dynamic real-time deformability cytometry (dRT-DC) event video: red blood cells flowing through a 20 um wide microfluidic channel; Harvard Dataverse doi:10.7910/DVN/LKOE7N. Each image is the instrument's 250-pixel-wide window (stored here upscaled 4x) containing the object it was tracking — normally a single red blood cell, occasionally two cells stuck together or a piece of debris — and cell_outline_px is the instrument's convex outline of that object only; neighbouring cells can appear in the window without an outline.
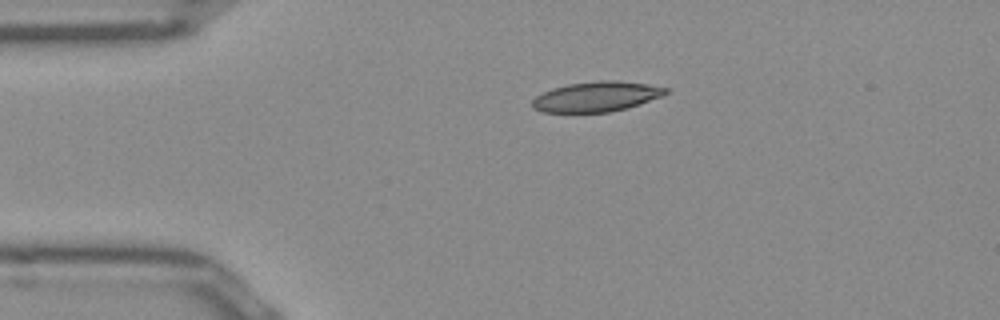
{"species": "Egyptian fruit bat (a non-hibernating species)", "species_latin": "Rousettus aegyptiacus", "temperature_condition": "room temperature", "stored_images_in_passage": 41, "camera_frame_rate_fps": 3000, "um_per_image_px": 0.085, "frame": {"image": 1, "passage_image": 1, "time_ms": 0.0, "image_size_px": [1000, 320], "cell_outline_px": [[668, 92], [660, 96], [628, 108], [608, 112], [544, 112], [532, 108], [532, 100], [536, 96], [552, 88], [568, 84], [600, 80], [612, 80], [648, 84], [668, 88]], "centroid_in_image_um": [50.67, 8.21], "position_along_channel_um": 34.3, "area_um2": 23.18}}
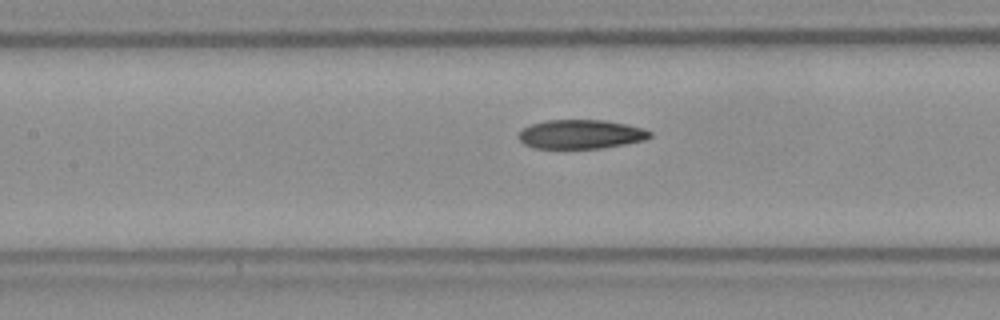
{"frame": {"image": 2, "passage_image": 13, "time_ms": 4.0, "image_size_px": [1000, 320], "cell_outline_px": [[652, 136], [644, 140], [624, 144], [600, 148], [532, 148], [524, 144], [520, 140], [520, 132], [524, 128], [532, 124], [548, 120], [604, 120], [628, 124], [644, 128], [652, 132]], "centroid_in_image_um": [49.41, 11.41], "position_along_channel_um": 158.0, "area_um2": 22.14}}
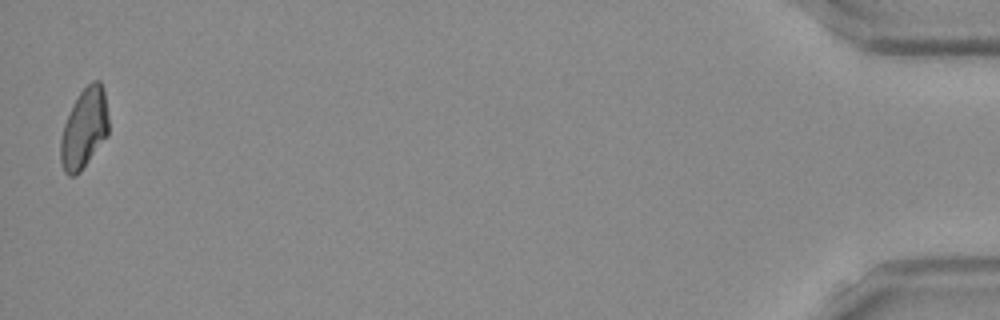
{"frame": {"image": 3, "passage_image": 41, "time_ms": 13.333, "image_size_px": [1000, 320], "cell_outline_px": [[108, 136], [80, 172], [76, 176], [68, 176], [64, 172], [60, 160], [60, 140], [64, 124], [80, 92], [92, 80], [100, 80], [104, 92], [108, 116]], "centroid_in_image_um": [7.16, 10.96], "position_along_channel_um": 428.0, "area_um2": 22.31}, "authors_computed_cell_mechanics": {"area_um2": 22.7154, "velocity_mm_per_s": 3.9509, "shape_relaxation_time_tau1_ms": null, "shape_relaxation_time_tau2_ms": 4.7484, "deformation_change_tau1": null, "deformation_change_tau2": 0.1185}}